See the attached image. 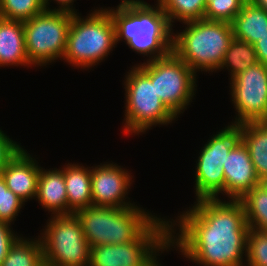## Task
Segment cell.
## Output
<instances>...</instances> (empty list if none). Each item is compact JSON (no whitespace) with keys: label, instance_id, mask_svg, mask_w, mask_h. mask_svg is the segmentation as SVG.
<instances>
[{"label":"cell","instance_id":"7402d4cb","mask_svg":"<svg viewBox=\"0 0 267 266\" xmlns=\"http://www.w3.org/2000/svg\"><path fill=\"white\" fill-rule=\"evenodd\" d=\"M1 266H45L40 239L20 236L10 247Z\"/></svg>","mask_w":267,"mask_h":266},{"label":"cell","instance_id":"484cf974","mask_svg":"<svg viewBox=\"0 0 267 266\" xmlns=\"http://www.w3.org/2000/svg\"><path fill=\"white\" fill-rule=\"evenodd\" d=\"M45 10L43 0H0V17L26 21Z\"/></svg>","mask_w":267,"mask_h":266},{"label":"cell","instance_id":"8992f818","mask_svg":"<svg viewBox=\"0 0 267 266\" xmlns=\"http://www.w3.org/2000/svg\"><path fill=\"white\" fill-rule=\"evenodd\" d=\"M127 73L124 80L126 103L123 133L139 135L152 129L153 125L171 124L177 117L157 95L155 82H151L137 65Z\"/></svg>","mask_w":267,"mask_h":266},{"label":"cell","instance_id":"9c48e42d","mask_svg":"<svg viewBox=\"0 0 267 266\" xmlns=\"http://www.w3.org/2000/svg\"><path fill=\"white\" fill-rule=\"evenodd\" d=\"M155 82L165 106L178 118L187 109L197 90V74L173 52L163 58L136 64Z\"/></svg>","mask_w":267,"mask_h":266},{"label":"cell","instance_id":"f546056e","mask_svg":"<svg viewBox=\"0 0 267 266\" xmlns=\"http://www.w3.org/2000/svg\"><path fill=\"white\" fill-rule=\"evenodd\" d=\"M22 149L18 142L13 141L0 129V175L2 170Z\"/></svg>","mask_w":267,"mask_h":266},{"label":"cell","instance_id":"ffe728a7","mask_svg":"<svg viewBox=\"0 0 267 266\" xmlns=\"http://www.w3.org/2000/svg\"><path fill=\"white\" fill-rule=\"evenodd\" d=\"M239 141V125L229 124L207 140L199 152L196 163H212L223 166L226 156Z\"/></svg>","mask_w":267,"mask_h":266},{"label":"cell","instance_id":"5bb4252c","mask_svg":"<svg viewBox=\"0 0 267 266\" xmlns=\"http://www.w3.org/2000/svg\"><path fill=\"white\" fill-rule=\"evenodd\" d=\"M38 164L26 149H22L1 172L8 189L24 202L36 198L41 168Z\"/></svg>","mask_w":267,"mask_h":266},{"label":"cell","instance_id":"ba28073f","mask_svg":"<svg viewBox=\"0 0 267 266\" xmlns=\"http://www.w3.org/2000/svg\"><path fill=\"white\" fill-rule=\"evenodd\" d=\"M40 239L45 266H89L91 247L75 214L51 215Z\"/></svg>","mask_w":267,"mask_h":266},{"label":"cell","instance_id":"ac0fdd59","mask_svg":"<svg viewBox=\"0 0 267 266\" xmlns=\"http://www.w3.org/2000/svg\"><path fill=\"white\" fill-rule=\"evenodd\" d=\"M240 140L249 151L259 179L267 176V121L239 124Z\"/></svg>","mask_w":267,"mask_h":266},{"label":"cell","instance_id":"d4e9b609","mask_svg":"<svg viewBox=\"0 0 267 266\" xmlns=\"http://www.w3.org/2000/svg\"><path fill=\"white\" fill-rule=\"evenodd\" d=\"M240 201L250 229L267 231V193L259 185L247 192Z\"/></svg>","mask_w":267,"mask_h":266},{"label":"cell","instance_id":"7a4b0ae2","mask_svg":"<svg viewBox=\"0 0 267 266\" xmlns=\"http://www.w3.org/2000/svg\"><path fill=\"white\" fill-rule=\"evenodd\" d=\"M144 0H121L116 8H105L115 26L116 45L123 41L140 55L151 61L172 52L173 28L157 3Z\"/></svg>","mask_w":267,"mask_h":266},{"label":"cell","instance_id":"30bf717a","mask_svg":"<svg viewBox=\"0 0 267 266\" xmlns=\"http://www.w3.org/2000/svg\"><path fill=\"white\" fill-rule=\"evenodd\" d=\"M73 13L44 10L23 21L25 45L32 66H46L62 60ZM37 65V66H36Z\"/></svg>","mask_w":267,"mask_h":266},{"label":"cell","instance_id":"6da1fadb","mask_svg":"<svg viewBox=\"0 0 267 266\" xmlns=\"http://www.w3.org/2000/svg\"><path fill=\"white\" fill-rule=\"evenodd\" d=\"M194 203L169 221L170 248L201 266H246L243 256L250 228L242 202L202 199Z\"/></svg>","mask_w":267,"mask_h":266},{"label":"cell","instance_id":"277c9868","mask_svg":"<svg viewBox=\"0 0 267 266\" xmlns=\"http://www.w3.org/2000/svg\"><path fill=\"white\" fill-rule=\"evenodd\" d=\"M173 32L172 52L196 74L218 71L233 37L231 23L200 19Z\"/></svg>","mask_w":267,"mask_h":266},{"label":"cell","instance_id":"603a6c76","mask_svg":"<svg viewBox=\"0 0 267 266\" xmlns=\"http://www.w3.org/2000/svg\"><path fill=\"white\" fill-rule=\"evenodd\" d=\"M257 63L258 60L254 46L247 41L233 38L218 70L228 69L231 80L239 73Z\"/></svg>","mask_w":267,"mask_h":266},{"label":"cell","instance_id":"2e32d148","mask_svg":"<svg viewBox=\"0 0 267 266\" xmlns=\"http://www.w3.org/2000/svg\"><path fill=\"white\" fill-rule=\"evenodd\" d=\"M19 65L31 67L26 52L23 21L0 17V67Z\"/></svg>","mask_w":267,"mask_h":266},{"label":"cell","instance_id":"4dcf8cb0","mask_svg":"<svg viewBox=\"0 0 267 266\" xmlns=\"http://www.w3.org/2000/svg\"><path fill=\"white\" fill-rule=\"evenodd\" d=\"M21 235H17L11 225L0 221V266L10 247Z\"/></svg>","mask_w":267,"mask_h":266},{"label":"cell","instance_id":"44dd1931","mask_svg":"<svg viewBox=\"0 0 267 266\" xmlns=\"http://www.w3.org/2000/svg\"><path fill=\"white\" fill-rule=\"evenodd\" d=\"M195 168L194 188L196 201L202 199H219L218 194H225V176L224 169L221 165L196 163Z\"/></svg>","mask_w":267,"mask_h":266},{"label":"cell","instance_id":"4fadbf2b","mask_svg":"<svg viewBox=\"0 0 267 266\" xmlns=\"http://www.w3.org/2000/svg\"><path fill=\"white\" fill-rule=\"evenodd\" d=\"M222 167L225 176V196L227 195L228 199L240 200L259 185L249 151L241 140L230 150Z\"/></svg>","mask_w":267,"mask_h":266},{"label":"cell","instance_id":"d6a6232c","mask_svg":"<svg viewBox=\"0 0 267 266\" xmlns=\"http://www.w3.org/2000/svg\"><path fill=\"white\" fill-rule=\"evenodd\" d=\"M52 0H43V4H44V7H45V10H58V11H65V12H69V13H77V10L75 8H73V3L74 1L76 0H53L55 2H57L58 4V8H54V9H50L49 6H50V2Z\"/></svg>","mask_w":267,"mask_h":266},{"label":"cell","instance_id":"e575fe53","mask_svg":"<svg viewBox=\"0 0 267 266\" xmlns=\"http://www.w3.org/2000/svg\"><path fill=\"white\" fill-rule=\"evenodd\" d=\"M259 186L267 193V176L259 179Z\"/></svg>","mask_w":267,"mask_h":266},{"label":"cell","instance_id":"d6986e66","mask_svg":"<svg viewBox=\"0 0 267 266\" xmlns=\"http://www.w3.org/2000/svg\"><path fill=\"white\" fill-rule=\"evenodd\" d=\"M231 26L234 38L253 45L267 33V12L246 1Z\"/></svg>","mask_w":267,"mask_h":266},{"label":"cell","instance_id":"5b68a950","mask_svg":"<svg viewBox=\"0 0 267 266\" xmlns=\"http://www.w3.org/2000/svg\"><path fill=\"white\" fill-rule=\"evenodd\" d=\"M75 13L67 35L63 60L72 67L89 69L105 60L116 47L115 26L109 12L95 9L85 18Z\"/></svg>","mask_w":267,"mask_h":266},{"label":"cell","instance_id":"8fae6325","mask_svg":"<svg viewBox=\"0 0 267 266\" xmlns=\"http://www.w3.org/2000/svg\"><path fill=\"white\" fill-rule=\"evenodd\" d=\"M231 101L237 117L231 122L267 121V65L257 63L230 80Z\"/></svg>","mask_w":267,"mask_h":266},{"label":"cell","instance_id":"83f0119b","mask_svg":"<svg viewBox=\"0 0 267 266\" xmlns=\"http://www.w3.org/2000/svg\"><path fill=\"white\" fill-rule=\"evenodd\" d=\"M246 0H206L204 19L231 23Z\"/></svg>","mask_w":267,"mask_h":266},{"label":"cell","instance_id":"7c38bea8","mask_svg":"<svg viewBox=\"0 0 267 266\" xmlns=\"http://www.w3.org/2000/svg\"><path fill=\"white\" fill-rule=\"evenodd\" d=\"M91 193L94 206L127 208L137 206L128 202L133 176L123 166L104 162L91 167ZM127 196V197H126Z\"/></svg>","mask_w":267,"mask_h":266},{"label":"cell","instance_id":"836d02e7","mask_svg":"<svg viewBox=\"0 0 267 266\" xmlns=\"http://www.w3.org/2000/svg\"><path fill=\"white\" fill-rule=\"evenodd\" d=\"M254 6H257L267 12V0H246Z\"/></svg>","mask_w":267,"mask_h":266},{"label":"cell","instance_id":"3957f363","mask_svg":"<svg viewBox=\"0 0 267 266\" xmlns=\"http://www.w3.org/2000/svg\"><path fill=\"white\" fill-rule=\"evenodd\" d=\"M74 214L90 247L136 241L160 218L138 206L92 205Z\"/></svg>","mask_w":267,"mask_h":266},{"label":"cell","instance_id":"e0dca14e","mask_svg":"<svg viewBox=\"0 0 267 266\" xmlns=\"http://www.w3.org/2000/svg\"><path fill=\"white\" fill-rule=\"evenodd\" d=\"M63 174L68 209L74 214L78 210L92 206L91 167L68 163L63 166Z\"/></svg>","mask_w":267,"mask_h":266},{"label":"cell","instance_id":"cb8c5ba5","mask_svg":"<svg viewBox=\"0 0 267 266\" xmlns=\"http://www.w3.org/2000/svg\"><path fill=\"white\" fill-rule=\"evenodd\" d=\"M156 2L167 15L171 27L176 20L186 23L204 19L207 8L206 0H157Z\"/></svg>","mask_w":267,"mask_h":266},{"label":"cell","instance_id":"52a82bcc","mask_svg":"<svg viewBox=\"0 0 267 266\" xmlns=\"http://www.w3.org/2000/svg\"><path fill=\"white\" fill-rule=\"evenodd\" d=\"M169 221L159 218L136 241L91 247L89 266H161L159 251L170 250Z\"/></svg>","mask_w":267,"mask_h":266},{"label":"cell","instance_id":"4316f807","mask_svg":"<svg viewBox=\"0 0 267 266\" xmlns=\"http://www.w3.org/2000/svg\"><path fill=\"white\" fill-rule=\"evenodd\" d=\"M245 259L247 266H267V231L249 229Z\"/></svg>","mask_w":267,"mask_h":266},{"label":"cell","instance_id":"1f68e13d","mask_svg":"<svg viewBox=\"0 0 267 266\" xmlns=\"http://www.w3.org/2000/svg\"><path fill=\"white\" fill-rule=\"evenodd\" d=\"M253 46L256 51L258 63L267 65V33L258 39Z\"/></svg>","mask_w":267,"mask_h":266},{"label":"cell","instance_id":"f1b7e54d","mask_svg":"<svg viewBox=\"0 0 267 266\" xmlns=\"http://www.w3.org/2000/svg\"><path fill=\"white\" fill-rule=\"evenodd\" d=\"M24 205L25 202L8 189L0 175V221L11 225Z\"/></svg>","mask_w":267,"mask_h":266},{"label":"cell","instance_id":"9a60e30c","mask_svg":"<svg viewBox=\"0 0 267 266\" xmlns=\"http://www.w3.org/2000/svg\"><path fill=\"white\" fill-rule=\"evenodd\" d=\"M36 200L51 215H71L62 169L40 168Z\"/></svg>","mask_w":267,"mask_h":266}]
</instances>
